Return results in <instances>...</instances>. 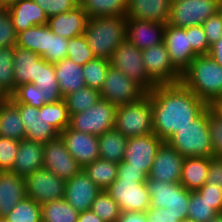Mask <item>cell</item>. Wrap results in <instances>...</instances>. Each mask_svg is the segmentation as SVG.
Returning a JSON list of instances; mask_svg holds the SVG:
<instances>
[{
    "label": "cell",
    "mask_w": 222,
    "mask_h": 222,
    "mask_svg": "<svg viewBox=\"0 0 222 222\" xmlns=\"http://www.w3.org/2000/svg\"><path fill=\"white\" fill-rule=\"evenodd\" d=\"M163 42L173 65L182 73L198 56L191 47L186 28L166 24Z\"/></svg>",
    "instance_id": "d6986e66"
},
{
    "label": "cell",
    "mask_w": 222,
    "mask_h": 222,
    "mask_svg": "<svg viewBox=\"0 0 222 222\" xmlns=\"http://www.w3.org/2000/svg\"><path fill=\"white\" fill-rule=\"evenodd\" d=\"M150 208H167L179 221L187 218L190 191L180 183H166L147 178Z\"/></svg>",
    "instance_id": "8992f818"
},
{
    "label": "cell",
    "mask_w": 222,
    "mask_h": 222,
    "mask_svg": "<svg viewBox=\"0 0 222 222\" xmlns=\"http://www.w3.org/2000/svg\"><path fill=\"white\" fill-rule=\"evenodd\" d=\"M196 192L200 197H204L218 213L222 212V187L205 183L200 189L196 190Z\"/></svg>",
    "instance_id": "db71d44e"
},
{
    "label": "cell",
    "mask_w": 222,
    "mask_h": 222,
    "mask_svg": "<svg viewBox=\"0 0 222 222\" xmlns=\"http://www.w3.org/2000/svg\"><path fill=\"white\" fill-rule=\"evenodd\" d=\"M77 222H104L94 212L87 210L79 213Z\"/></svg>",
    "instance_id": "94428289"
},
{
    "label": "cell",
    "mask_w": 222,
    "mask_h": 222,
    "mask_svg": "<svg viewBox=\"0 0 222 222\" xmlns=\"http://www.w3.org/2000/svg\"><path fill=\"white\" fill-rule=\"evenodd\" d=\"M43 144L24 138L19 143V150L11 172L25 177L43 168Z\"/></svg>",
    "instance_id": "484cf974"
},
{
    "label": "cell",
    "mask_w": 222,
    "mask_h": 222,
    "mask_svg": "<svg viewBox=\"0 0 222 222\" xmlns=\"http://www.w3.org/2000/svg\"><path fill=\"white\" fill-rule=\"evenodd\" d=\"M67 45L68 38L54 34L47 26L46 53L42 58L53 64L67 58Z\"/></svg>",
    "instance_id": "f6af8a7d"
},
{
    "label": "cell",
    "mask_w": 222,
    "mask_h": 222,
    "mask_svg": "<svg viewBox=\"0 0 222 222\" xmlns=\"http://www.w3.org/2000/svg\"><path fill=\"white\" fill-rule=\"evenodd\" d=\"M218 11L220 0H174L168 24L178 28L201 25Z\"/></svg>",
    "instance_id": "30bf717a"
},
{
    "label": "cell",
    "mask_w": 222,
    "mask_h": 222,
    "mask_svg": "<svg viewBox=\"0 0 222 222\" xmlns=\"http://www.w3.org/2000/svg\"><path fill=\"white\" fill-rule=\"evenodd\" d=\"M212 157H185L180 184L189 191L200 189L207 181Z\"/></svg>",
    "instance_id": "83f0119b"
},
{
    "label": "cell",
    "mask_w": 222,
    "mask_h": 222,
    "mask_svg": "<svg viewBox=\"0 0 222 222\" xmlns=\"http://www.w3.org/2000/svg\"><path fill=\"white\" fill-rule=\"evenodd\" d=\"M19 110L20 118L26 133V139L44 144L56 139L59 133L49 124L46 117V104L41 108L14 103Z\"/></svg>",
    "instance_id": "2e32d148"
},
{
    "label": "cell",
    "mask_w": 222,
    "mask_h": 222,
    "mask_svg": "<svg viewBox=\"0 0 222 222\" xmlns=\"http://www.w3.org/2000/svg\"><path fill=\"white\" fill-rule=\"evenodd\" d=\"M208 127L214 158H222V120L208 107Z\"/></svg>",
    "instance_id": "681fc988"
},
{
    "label": "cell",
    "mask_w": 222,
    "mask_h": 222,
    "mask_svg": "<svg viewBox=\"0 0 222 222\" xmlns=\"http://www.w3.org/2000/svg\"><path fill=\"white\" fill-rule=\"evenodd\" d=\"M83 171L100 190H106L117 179L118 164L99 157Z\"/></svg>",
    "instance_id": "d6a6232c"
},
{
    "label": "cell",
    "mask_w": 222,
    "mask_h": 222,
    "mask_svg": "<svg viewBox=\"0 0 222 222\" xmlns=\"http://www.w3.org/2000/svg\"><path fill=\"white\" fill-rule=\"evenodd\" d=\"M54 69L63 97L86 86L82 66L77 65L69 58L56 62Z\"/></svg>",
    "instance_id": "f1b7e54d"
},
{
    "label": "cell",
    "mask_w": 222,
    "mask_h": 222,
    "mask_svg": "<svg viewBox=\"0 0 222 222\" xmlns=\"http://www.w3.org/2000/svg\"><path fill=\"white\" fill-rule=\"evenodd\" d=\"M0 137L18 141L26 137L18 107L8 97L0 101Z\"/></svg>",
    "instance_id": "f546056e"
},
{
    "label": "cell",
    "mask_w": 222,
    "mask_h": 222,
    "mask_svg": "<svg viewBox=\"0 0 222 222\" xmlns=\"http://www.w3.org/2000/svg\"><path fill=\"white\" fill-rule=\"evenodd\" d=\"M181 83L209 105L222 96V66L209 55H198L182 72Z\"/></svg>",
    "instance_id": "7a4b0ae2"
},
{
    "label": "cell",
    "mask_w": 222,
    "mask_h": 222,
    "mask_svg": "<svg viewBox=\"0 0 222 222\" xmlns=\"http://www.w3.org/2000/svg\"><path fill=\"white\" fill-rule=\"evenodd\" d=\"M40 57L31 50L18 46L14 47L13 70L15 89L26 83H34L38 78Z\"/></svg>",
    "instance_id": "4316f807"
},
{
    "label": "cell",
    "mask_w": 222,
    "mask_h": 222,
    "mask_svg": "<svg viewBox=\"0 0 222 222\" xmlns=\"http://www.w3.org/2000/svg\"><path fill=\"white\" fill-rule=\"evenodd\" d=\"M162 142L154 133L128 138L122 160L125 168L140 169L148 175Z\"/></svg>",
    "instance_id": "5bb4252c"
},
{
    "label": "cell",
    "mask_w": 222,
    "mask_h": 222,
    "mask_svg": "<svg viewBox=\"0 0 222 222\" xmlns=\"http://www.w3.org/2000/svg\"><path fill=\"white\" fill-rule=\"evenodd\" d=\"M116 109L117 106L101 98L86 111L71 115L69 127L100 136L115 127Z\"/></svg>",
    "instance_id": "ba28073f"
},
{
    "label": "cell",
    "mask_w": 222,
    "mask_h": 222,
    "mask_svg": "<svg viewBox=\"0 0 222 222\" xmlns=\"http://www.w3.org/2000/svg\"><path fill=\"white\" fill-rule=\"evenodd\" d=\"M42 222H77L79 212L64 198L41 204Z\"/></svg>",
    "instance_id": "e575fe53"
},
{
    "label": "cell",
    "mask_w": 222,
    "mask_h": 222,
    "mask_svg": "<svg viewBox=\"0 0 222 222\" xmlns=\"http://www.w3.org/2000/svg\"><path fill=\"white\" fill-rule=\"evenodd\" d=\"M20 141L0 137V171H11L19 150Z\"/></svg>",
    "instance_id": "c3c4849f"
},
{
    "label": "cell",
    "mask_w": 222,
    "mask_h": 222,
    "mask_svg": "<svg viewBox=\"0 0 222 222\" xmlns=\"http://www.w3.org/2000/svg\"><path fill=\"white\" fill-rule=\"evenodd\" d=\"M35 1L48 18L56 16L57 14L68 12L69 10L77 7L80 2L79 0H33Z\"/></svg>",
    "instance_id": "816d5d0a"
},
{
    "label": "cell",
    "mask_w": 222,
    "mask_h": 222,
    "mask_svg": "<svg viewBox=\"0 0 222 222\" xmlns=\"http://www.w3.org/2000/svg\"><path fill=\"white\" fill-rule=\"evenodd\" d=\"M127 140L115 128L98 136L100 158L119 164L124 158Z\"/></svg>",
    "instance_id": "1f68e13d"
},
{
    "label": "cell",
    "mask_w": 222,
    "mask_h": 222,
    "mask_svg": "<svg viewBox=\"0 0 222 222\" xmlns=\"http://www.w3.org/2000/svg\"><path fill=\"white\" fill-rule=\"evenodd\" d=\"M206 35L207 41L212 46L222 36V11L211 15L204 23L201 24Z\"/></svg>",
    "instance_id": "f5cc1de1"
},
{
    "label": "cell",
    "mask_w": 222,
    "mask_h": 222,
    "mask_svg": "<svg viewBox=\"0 0 222 222\" xmlns=\"http://www.w3.org/2000/svg\"><path fill=\"white\" fill-rule=\"evenodd\" d=\"M19 0H0V7H8L10 4Z\"/></svg>",
    "instance_id": "be15d7a7"
},
{
    "label": "cell",
    "mask_w": 222,
    "mask_h": 222,
    "mask_svg": "<svg viewBox=\"0 0 222 222\" xmlns=\"http://www.w3.org/2000/svg\"><path fill=\"white\" fill-rule=\"evenodd\" d=\"M6 97L0 92V101H3Z\"/></svg>",
    "instance_id": "003e7915"
},
{
    "label": "cell",
    "mask_w": 222,
    "mask_h": 222,
    "mask_svg": "<svg viewBox=\"0 0 222 222\" xmlns=\"http://www.w3.org/2000/svg\"><path fill=\"white\" fill-rule=\"evenodd\" d=\"M145 182L117 178L106 191L121 212H146L150 208L151 197Z\"/></svg>",
    "instance_id": "9c48e42d"
},
{
    "label": "cell",
    "mask_w": 222,
    "mask_h": 222,
    "mask_svg": "<svg viewBox=\"0 0 222 222\" xmlns=\"http://www.w3.org/2000/svg\"><path fill=\"white\" fill-rule=\"evenodd\" d=\"M206 184L222 187V158H211Z\"/></svg>",
    "instance_id": "11a10c76"
},
{
    "label": "cell",
    "mask_w": 222,
    "mask_h": 222,
    "mask_svg": "<svg viewBox=\"0 0 222 222\" xmlns=\"http://www.w3.org/2000/svg\"><path fill=\"white\" fill-rule=\"evenodd\" d=\"M209 56L222 66V36L211 46Z\"/></svg>",
    "instance_id": "91938a15"
},
{
    "label": "cell",
    "mask_w": 222,
    "mask_h": 222,
    "mask_svg": "<svg viewBox=\"0 0 222 222\" xmlns=\"http://www.w3.org/2000/svg\"><path fill=\"white\" fill-rule=\"evenodd\" d=\"M127 17L89 18L84 36L95 58L110 60L114 50L126 40Z\"/></svg>",
    "instance_id": "3957f363"
},
{
    "label": "cell",
    "mask_w": 222,
    "mask_h": 222,
    "mask_svg": "<svg viewBox=\"0 0 222 222\" xmlns=\"http://www.w3.org/2000/svg\"><path fill=\"white\" fill-rule=\"evenodd\" d=\"M46 117L49 124L60 134L70 124V115L64 100L47 103Z\"/></svg>",
    "instance_id": "bcb514c9"
},
{
    "label": "cell",
    "mask_w": 222,
    "mask_h": 222,
    "mask_svg": "<svg viewBox=\"0 0 222 222\" xmlns=\"http://www.w3.org/2000/svg\"><path fill=\"white\" fill-rule=\"evenodd\" d=\"M17 32L7 7H0V48L15 47Z\"/></svg>",
    "instance_id": "7dc6e473"
},
{
    "label": "cell",
    "mask_w": 222,
    "mask_h": 222,
    "mask_svg": "<svg viewBox=\"0 0 222 222\" xmlns=\"http://www.w3.org/2000/svg\"><path fill=\"white\" fill-rule=\"evenodd\" d=\"M110 61L103 58H94L82 66V73L87 87L101 90L105 81Z\"/></svg>",
    "instance_id": "ab89813d"
},
{
    "label": "cell",
    "mask_w": 222,
    "mask_h": 222,
    "mask_svg": "<svg viewBox=\"0 0 222 222\" xmlns=\"http://www.w3.org/2000/svg\"><path fill=\"white\" fill-rule=\"evenodd\" d=\"M117 222H147L146 212H121Z\"/></svg>",
    "instance_id": "680465c9"
},
{
    "label": "cell",
    "mask_w": 222,
    "mask_h": 222,
    "mask_svg": "<svg viewBox=\"0 0 222 222\" xmlns=\"http://www.w3.org/2000/svg\"><path fill=\"white\" fill-rule=\"evenodd\" d=\"M24 180L26 197L38 204L64 198L66 181L49 170H36L26 175Z\"/></svg>",
    "instance_id": "7c38bea8"
},
{
    "label": "cell",
    "mask_w": 222,
    "mask_h": 222,
    "mask_svg": "<svg viewBox=\"0 0 222 222\" xmlns=\"http://www.w3.org/2000/svg\"><path fill=\"white\" fill-rule=\"evenodd\" d=\"M59 136L69 153L82 168L100 157L98 136L75 131L69 126Z\"/></svg>",
    "instance_id": "ac0fdd59"
},
{
    "label": "cell",
    "mask_w": 222,
    "mask_h": 222,
    "mask_svg": "<svg viewBox=\"0 0 222 222\" xmlns=\"http://www.w3.org/2000/svg\"><path fill=\"white\" fill-rule=\"evenodd\" d=\"M67 50V58L80 66L95 58L84 34L68 39Z\"/></svg>",
    "instance_id": "ee69618b"
},
{
    "label": "cell",
    "mask_w": 222,
    "mask_h": 222,
    "mask_svg": "<svg viewBox=\"0 0 222 222\" xmlns=\"http://www.w3.org/2000/svg\"><path fill=\"white\" fill-rule=\"evenodd\" d=\"M99 92L102 99L115 106L135 102L147 94L139 84L130 80L121 71L111 65Z\"/></svg>",
    "instance_id": "8fae6325"
},
{
    "label": "cell",
    "mask_w": 222,
    "mask_h": 222,
    "mask_svg": "<svg viewBox=\"0 0 222 222\" xmlns=\"http://www.w3.org/2000/svg\"><path fill=\"white\" fill-rule=\"evenodd\" d=\"M89 18L124 16L127 0H79Z\"/></svg>",
    "instance_id": "836d02e7"
},
{
    "label": "cell",
    "mask_w": 222,
    "mask_h": 222,
    "mask_svg": "<svg viewBox=\"0 0 222 222\" xmlns=\"http://www.w3.org/2000/svg\"><path fill=\"white\" fill-rule=\"evenodd\" d=\"M153 133L167 141L177 130L190 125L207 108L208 104L197 97L181 82L158 84L149 93Z\"/></svg>",
    "instance_id": "6da1fadb"
},
{
    "label": "cell",
    "mask_w": 222,
    "mask_h": 222,
    "mask_svg": "<svg viewBox=\"0 0 222 222\" xmlns=\"http://www.w3.org/2000/svg\"><path fill=\"white\" fill-rule=\"evenodd\" d=\"M1 222H42L41 204L25 197Z\"/></svg>",
    "instance_id": "74e56055"
},
{
    "label": "cell",
    "mask_w": 222,
    "mask_h": 222,
    "mask_svg": "<svg viewBox=\"0 0 222 222\" xmlns=\"http://www.w3.org/2000/svg\"><path fill=\"white\" fill-rule=\"evenodd\" d=\"M43 155V168L65 181L83 169L69 153L60 136L43 144Z\"/></svg>",
    "instance_id": "9a60e30c"
},
{
    "label": "cell",
    "mask_w": 222,
    "mask_h": 222,
    "mask_svg": "<svg viewBox=\"0 0 222 222\" xmlns=\"http://www.w3.org/2000/svg\"><path fill=\"white\" fill-rule=\"evenodd\" d=\"M185 157L180 155L167 141L158 148L148 178L166 183H180Z\"/></svg>",
    "instance_id": "e0dca14e"
},
{
    "label": "cell",
    "mask_w": 222,
    "mask_h": 222,
    "mask_svg": "<svg viewBox=\"0 0 222 222\" xmlns=\"http://www.w3.org/2000/svg\"><path fill=\"white\" fill-rule=\"evenodd\" d=\"M180 222H195V221H193L192 219L185 218L181 220Z\"/></svg>",
    "instance_id": "03108f58"
},
{
    "label": "cell",
    "mask_w": 222,
    "mask_h": 222,
    "mask_svg": "<svg viewBox=\"0 0 222 222\" xmlns=\"http://www.w3.org/2000/svg\"><path fill=\"white\" fill-rule=\"evenodd\" d=\"M186 33L189 34L192 50L197 55H209L211 45L207 41L206 35L201 25L186 27Z\"/></svg>",
    "instance_id": "f907efd6"
},
{
    "label": "cell",
    "mask_w": 222,
    "mask_h": 222,
    "mask_svg": "<svg viewBox=\"0 0 222 222\" xmlns=\"http://www.w3.org/2000/svg\"><path fill=\"white\" fill-rule=\"evenodd\" d=\"M88 19L87 13L79 4L68 12L50 17L47 26L54 34L71 39L84 34Z\"/></svg>",
    "instance_id": "7402d4cb"
},
{
    "label": "cell",
    "mask_w": 222,
    "mask_h": 222,
    "mask_svg": "<svg viewBox=\"0 0 222 222\" xmlns=\"http://www.w3.org/2000/svg\"><path fill=\"white\" fill-rule=\"evenodd\" d=\"M101 99L100 92L90 87H83L63 97L69 115L86 111Z\"/></svg>",
    "instance_id": "8d00e7d4"
},
{
    "label": "cell",
    "mask_w": 222,
    "mask_h": 222,
    "mask_svg": "<svg viewBox=\"0 0 222 222\" xmlns=\"http://www.w3.org/2000/svg\"><path fill=\"white\" fill-rule=\"evenodd\" d=\"M14 47L0 48V92L7 98L15 91Z\"/></svg>",
    "instance_id": "f35d334b"
},
{
    "label": "cell",
    "mask_w": 222,
    "mask_h": 222,
    "mask_svg": "<svg viewBox=\"0 0 222 222\" xmlns=\"http://www.w3.org/2000/svg\"><path fill=\"white\" fill-rule=\"evenodd\" d=\"M220 10L222 11V0H220Z\"/></svg>",
    "instance_id": "a7ac6f4b"
},
{
    "label": "cell",
    "mask_w": 222,
    "mask_h": 222,
    "mask_svg": "<svg viewBox=\"0 0 222 222\" xmlns=\"http://www.w3.org/2000/svg\"><path fill=\"white\" fill-rule=\"evenodd\" d=\"M171 0H127V19H142L167 24Z\"/></svg>",
    "instance_id": "603a6c76"
},
{
    "label": "cell",
    "mask_w": 222,
    "mask_h": 222,
    "mask_svg": "<svg viewBox=\"0 0 222 222\" xmlns=\"http://www.w3.org/2000/svg\"><path fill=\"white\" fill-rule=\"evenodd\" d=\"M109 61L111 66L121 71L130 80L135 81L147 93L157 85L146 72L142 50L127 39L114 50Z\"/></svg>",
    "instance_id": "52a82bcc"
},
{
    "label": "cell",
    "mask_w": 222,
    "mask_h": 222,
    "mask_svg": "<svg viewBox=\"0 0 222 222\" xmlns=\"http://www.w3.org/2000/svg\"><path fill=\"white\" fill-rule=\"evenodd\" d=\"M166 24L142 19H127L126 39L143 50L163 42Z\"/></svg>",
    "instance_id": "44dd1931"
},
{
    "label": "cell",
    "mask_w": 222,
    "mask_h": 222,
    "mask_svg": "<svg viewBox=\"0 0 222 222\" xmlns=\"http://www.w3.org/2000/svg\"><path fill=\"white\" fill-rule=\"evenodd\" d=\"M117 178H129L134 181H147L148 175L140 169L125 168V162L118 164Z\"/></svg>",
    "instance_id": "6f0895ef"
},
{
    "label": "cell",
    "mask_w": 222,
    "mask_h": 222,
    "mask_svg": "<svg viewBox=\"0 0 222 222\" xmlns=\"http://www.w3.org/2000/svg\"><path fill=\"white\" fill-rule=\"evenodd\" d=\"M101 190L83 169L65 182L64 199L79 213L90 210Z\"/></svg>",
    "instance_id": "ffe728a7"
},
{
    "label": "cell",
    "mask_w": 222,
    "mask_h": 222,
    "mask_svg": "<svg viewBox=\"0 0 222 222\" xmlns=\"http://www.w3.org/2000/svg\"><path fill=\"white\" fill-rule=\"evenodd\" d=\"M208 222H222V212L217 213L212 219H210Z\"/></svg>",
    "instance_id": "e7e4bbea"
},
{
    "label": "cell",
    "mask_w": 222,
    "mask_h": 222,
    "mask_svg": "<svg viewBox=\"0 0 222 222\" xmlns=\"http://www.w3.org/2000/svg\"><path fill=\"white\" fill-rule=\"evenodd\" d=\"M146 217L147 222H180L167 208H149Z\"/></svg>",
    "instance_id": "9f6ffc18"
},
{
    "label": "cell",
    "mask_w": 222,
    "mask_h": 222,
    "mask_svg": "<svg viewBox=\"0 0 222 222\" xmlns=\"http://www.w3.org/2000/svg\"><path fill=\"white\" fill-rule=\"evenodd\" d=\"M25 197L24 177L11 171H0V221Z\"/></svg>",
    "instance_id": "cb8c5ba5"
},
{
    "label": "cell",
    "mask_w": 222,
    "mask_h": 222,
    "mask_svg": "<svg viewBox=\"0 0 222 222\" xmlns=\"http://www.w3.org/2000/svg\"><path fill=\"white\" fill-rule=\"evenodd\" d=\"M217 213L204 197H200L196 191H190L188 219H192L195 222H208Z\"/></svg>",
    "instance_id": "7bdbcfd3"
},
{
    "label": "cell",
    "mask_w": 222,
    "mask_h": 222,
    "mask_svg": "<svg viewBox=\"0 0 222 222\" xmlns=\"http://www.w3.org/2000/svg\"><path fill=\"white\" fill-rule=\"evenodd\" d=\"M33 84L42 89L43 99L46 103L63 100V95L60 92L58 80L55 75L54 64L42 57L39 58L38 78Z\"/></svg>",
    "instance_id": "4dcf8cb0"
},
{
    "label": "cell",
    "mask_w": 222,
    "mask_h": 222,
    "mask_svg": "<svg viewBox=\"0 0 222 222\" xmlns=\"http://www.w3.org/2000/svg\"><path fill=\"white\" fill-rule=\"evenodd\" d=\"M167 142L183 157H212L208 108L190 125L177 130Z\"/></svg>",
    "instance_id": "277c9868"
},
{
    "label": "cell",
    "mask_w": 222,
    "mask_h": 222,
    "mask_svg": "<svg viewBox=\"0 0 222 222\" xmlns=\"http://www.w3.org/2000/svg\"><path fill=\"white\" fill-rule=\"evenodd\" d=\"M7 9L17 33L33 26L47 25L49 19L46 12L33 0L16 1Z\"/></svg>",
    "instance_id": "d4e9b609"
},
{
    "label": "cell",
    "mask_w": 222,
    "mask_h": 222,
    "mask_svg": "<svg viewBox=\"0 0 222 222\" xmlns=\"http://www.w3.org/2000/svg\"><path fill=\"white\" fill-rule=\"evenodd\" d=\"M208 107L217 117L222 120V100L220 98L213 100Z\"/></svg>",
    "instance_id": "6125c7cd"
},
{
    "label": "cell",
    "mask_w": 222,
    "mask_h": 222,
    "mask_svg": "<svg viewBox=\"0 0 222 222\" xmlns=\"http://www.w3.org/2000/svg\"><path fill=\"white\" fill-rule=\"evenodd\" d=\"M104 222H117L121 211L106 190H101L90 208Z\"/></svg>",
    "instance_id": "60d3db41"
},
{
    "label": "cell",
    "mask_w": 222,
    "mask_h": 222,
    "mask_svg": "<svg viewBox=\"0 0 222 222\" xmlns=\"http://www.w3.org/2000/svg\"><path fill=\"white\" fill-rule=\"evenodd\" d=\"M114 128L126 138L153 133L150 95L147 93L135 102L117 106Z\"/></svg>",
    "instance_id": "5b68a950"
},
{
    "label": "cell",
    "mask_w": 222,
    "mask_h": 222,
    "mask_svg": "<svg viewBox=\"0 0 222 222\" xmlns=\"http://www.w3.org/2000/svg\"><path fill=\"white\" fill-rule=\"evenodd\" d=\"M8 98L13 103H23L36 108H41L44 104H47L43 99L42 89L33 83H26L16 87Z\"/></svg>",
    "instance_id": "b9f144b4"
},
{
    "label": "cell",
    "mask_w": 222,
    "mask_h": 222,
    "mask_svg": "<svg viewBox=\"0 0 222 222\" xmlns=\"http://www.w3.org/2000/svg\"><path fill=\"white\" fill-rule=\"evenodd\" d=\"M142 58L147 74L157 85L181 82L182 73L171 62L164 42L143 49Z\"/></svg>",
    "instance_id": "4fadbf2b"
},
{
    "label": "cell",
    "mask_w": 222,
    "mask_h": 222,
    "mask_svg": "<svg viewBox=\"0 0 222 222\" xmlns=\"http://www.w3.org/2000/svg\"><path fill=\"white\" fill-rule=\"evenodd\" d=\"M47 25H38L17 33L16 46L43 57L46 53Z\"/></svg>",
    "instance_id": "d590c367"
}]
</instances>
